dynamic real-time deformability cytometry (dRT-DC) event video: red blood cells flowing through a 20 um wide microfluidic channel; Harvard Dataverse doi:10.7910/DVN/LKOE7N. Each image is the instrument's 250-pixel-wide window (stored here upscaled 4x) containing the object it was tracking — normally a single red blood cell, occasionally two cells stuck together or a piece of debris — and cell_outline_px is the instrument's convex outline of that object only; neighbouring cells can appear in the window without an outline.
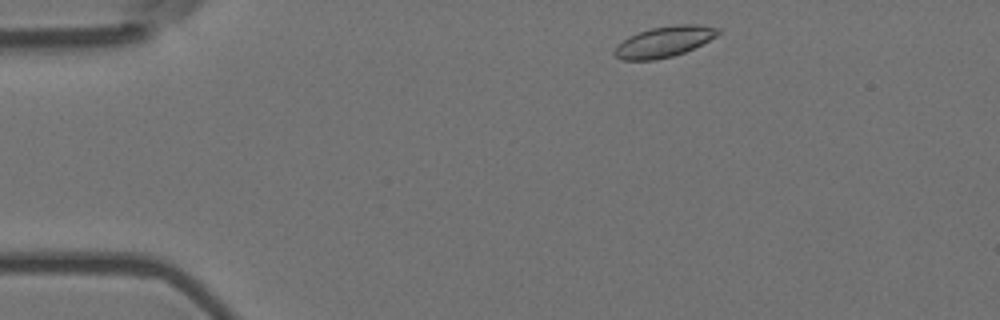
{"species": "Egyptian fruit bat (a non-hibernating species)", "species_latin": "Rousettus aegyptiacus", "temperature_condition": "room temperature", "stored_images_in_passage": 48, "camera_frame_rate_fps": 3000, "um_per_image_px": 0.085, "animal": {"sex": "female"}, "frame": {"image": 1, "passage_image": 2, "time_ms": 0.333, "image_size_px": [1000, 320], "cell_outline_px": [[720, 32], [716, 36], [684, 52], [672, 56], [656, 60], [620, 60], [612, 56], [612, 52], [616, 44], [628, 36], [652, 28], [676, 24], [696, 24], [720, 28]], "centroid_in_image_um": [56.37, 3.55], "position_along_channel_um": 28.6, "area_um2": 18.61}}
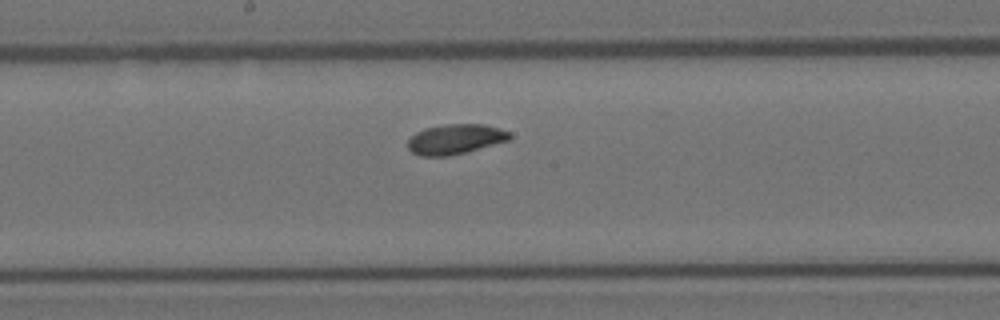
{"frame": {"image": 2, "passage_image": 22, "time_ms": 7.0, "image_size_px": [1000, 320], "cell_outline_px": [[512, 136], [508, 140], [464, 152], [448, 156], [420, 156], [412, 152], [408, 148], [408, 140], [416, 132], [424, 128], [444, 124], [484, 124], [500, 128], [512, 132]], "centroid_in_image_um": [38.69, 11.81], "position_along_channel_um": 209.5, "area_um2": 17.74}}
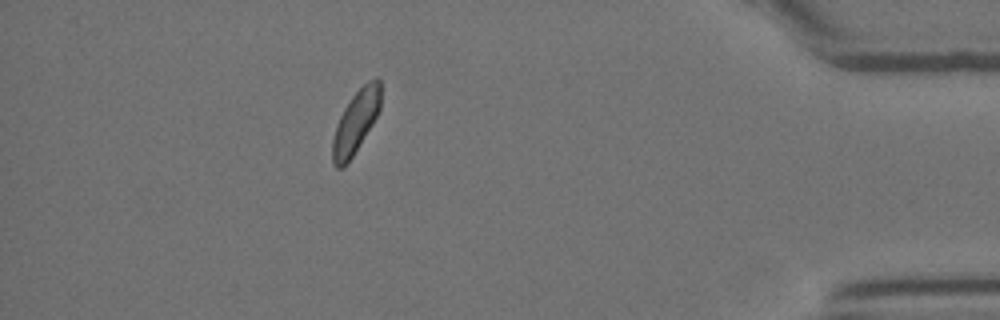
{"frame": {"image": 3, "passage_image": 42, "time_ms": 13.667, "image_size_px": [1000, 320], "cell_outline_px": [[380, 108], [372, 124], [352, 156], [344, 168], [336, 168], [332, 164], [332, 140], [336, 124], [344, 108], [352, 96], [368, 80], [376, 76], [380, 80]], "centroid_in_image_um": [30.21, 10.37], "position_along_channel_um": 405.0, "area_um2": 17.46}, "authors_computed_cell_mechanics": {"area_um2": 17.8024, "velocity_mm_per_s": 3.6338, "shape_relaxation_time_tau1_ms": 3.0471, "shape_relaxation_time_tau2_ms": null, "deformation_change_tau1": 0.0595, "deformation_change_tau2": null}}